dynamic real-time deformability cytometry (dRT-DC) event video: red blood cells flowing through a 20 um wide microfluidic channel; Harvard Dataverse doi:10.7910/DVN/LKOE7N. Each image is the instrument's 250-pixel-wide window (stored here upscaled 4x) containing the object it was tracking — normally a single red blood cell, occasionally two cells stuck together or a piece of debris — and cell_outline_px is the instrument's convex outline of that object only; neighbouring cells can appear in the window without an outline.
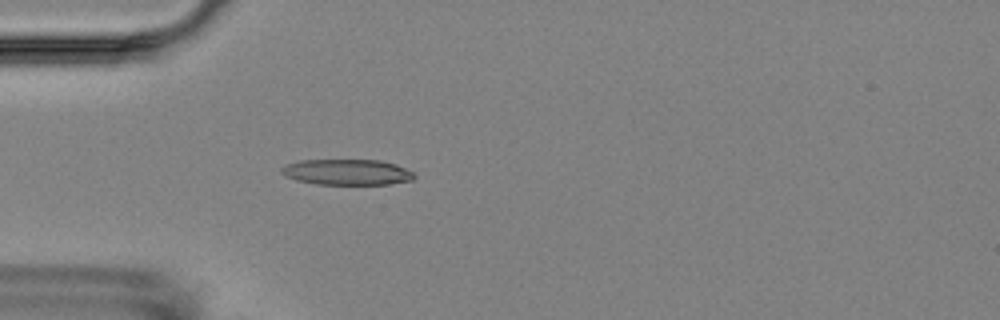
{"species": "Egyptian fruit bat (a non-hibernating species)", "species_latin": "Rousettus aegyptiacus", "temperature_condition": "room temperature", "stored_images_in_passage": 2, "camera_frame_rate_fps": 3000, "um_per_image_px": 0.085, "animal": {"sex": "female"}, "frame": {"image": 1, "passage_image": 2, "time_ms": 2.0, "image_size_px": [1000, 320], "cell_outline_px": [[416, 176], [412, 180], [388, 184], [316, 184], [296, 180], [284, 176], [280, 172], [280, 168], [284, 164], [300, 160], [380, 160], [396, 164], [412, 172]], "centroid_in_image_um": [29.44, 14.62], "position_along_channel_um": 55.6, "area_um2": 20.0}}